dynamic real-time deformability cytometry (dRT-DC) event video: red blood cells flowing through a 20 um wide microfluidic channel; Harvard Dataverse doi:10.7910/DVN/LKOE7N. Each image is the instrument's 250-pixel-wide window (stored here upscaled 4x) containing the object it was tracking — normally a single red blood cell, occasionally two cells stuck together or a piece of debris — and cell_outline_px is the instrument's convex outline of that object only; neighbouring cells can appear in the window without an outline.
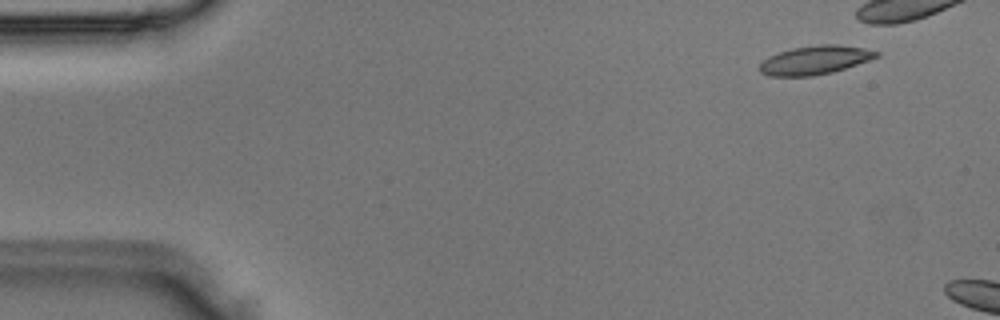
{"species": "Egyptian fruit bat (a non-hibernating species)", "species_latin": "Rousettus aegyptiacus", "temperature_condition": "room temperature", "stored_images_in_passage": 3, "camera_frame_rate_fps": 3000, "um_per_image_px": 0.085, "animal": {"sex": "male"}, "frame": {"image": 1, "passage_image": 2, "time_ms": 0.333, "image_size_px": [1000, 320], "cell_outline_px": [[880, 56], [832, 72], [812, 76], [768, 76], [760, 72], [760, 64], [768, 56], [792, 48], [820, 44], [836, 44], [864, 48], [880, 52]], "centroid_in_image_um": [69.26, 5.1], "position_along_channel_um": 15.7, "area_um2": 19.36}}